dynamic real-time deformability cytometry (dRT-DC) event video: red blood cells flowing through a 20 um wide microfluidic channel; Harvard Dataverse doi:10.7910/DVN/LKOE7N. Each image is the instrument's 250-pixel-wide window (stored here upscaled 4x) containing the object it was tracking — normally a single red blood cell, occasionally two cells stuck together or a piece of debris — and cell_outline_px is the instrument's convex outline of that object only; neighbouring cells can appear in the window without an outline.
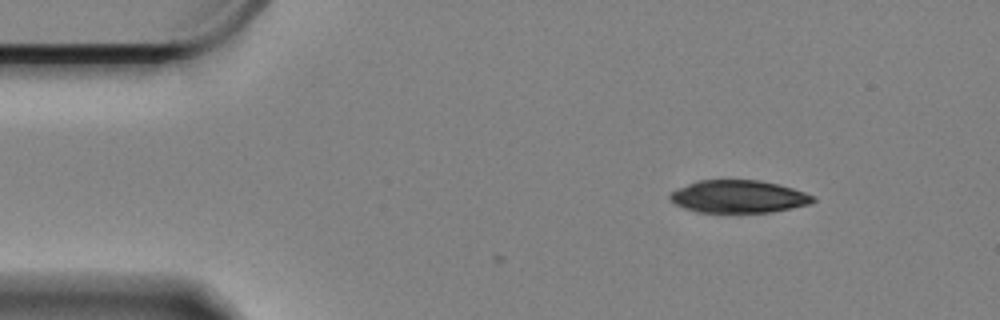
{"species": "Egyptian fruit bat (a non-hibernating species)", "species_latin": "Rousettus aegyptiacus", "temperature_condition": "cold", "stored_images_in_passage": 2, "camera_frame_rate_fps": 3000, "um_per_image_px": 0.085, "animal": {"sex": "female"}, "frame": {"image": 1, "passage_image": 2, "time_ms": 0.333, "image_size_px": [1000, 320], "cell_outline_px": [[816, 200], [812, 204], [772, 212], [696, 212], [684, 208], [676, 204], [668, 196], [672, 192], [688, 184], [700, 180], [760, 180], [792, 188], [804, 192], [812, 196]], "centroid_in_image_um": [62.8, 16.71], "position_along_channel_um": 22.2, "area_um2": 26.93}}